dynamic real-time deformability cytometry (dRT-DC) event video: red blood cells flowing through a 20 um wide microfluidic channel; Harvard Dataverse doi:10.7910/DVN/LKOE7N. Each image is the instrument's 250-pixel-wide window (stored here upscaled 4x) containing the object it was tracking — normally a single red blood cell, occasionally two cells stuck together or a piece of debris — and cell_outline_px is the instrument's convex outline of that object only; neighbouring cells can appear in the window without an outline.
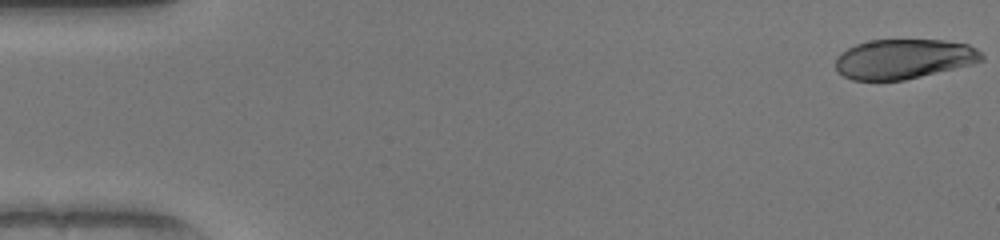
{"species": "human", "species_latin": "Homo sapiens", "temperature_condition": "warm", "stored_images_in_passage": 53, "camera_frame_rate_fps": 3000, "um_per_image_px": 0.085, "donor": {"sex": "female"}, "frame": {"image": 1, "passage_image": 1, "time_ms": 0.0, "image_size_px": [1000, 240], "cell_outline_px": [[984, 60], [972, 64], [904, 80], [852, 80], [836, 72], [836, 56], [840, 52], [856, 44], [872, 40], [944, 40], [968, 44], [976, 48], [984, 56]], "centroid_in_image_um": [76.8, 5.01], "position_along_channel_um": 8.2, "area_um2": 33.87}}
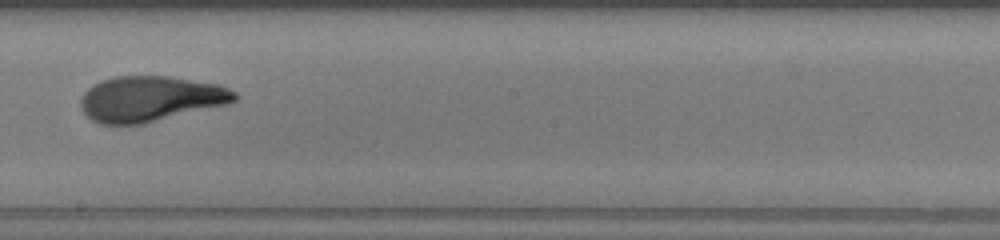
{"frame": {"image": 2, "passage_image": 31, "time_ms": 10.0, "image_size_px": [1000, 240], "cell_outline_px": [[240, 96], [236, 100], [228, 104], [144, 124], [100, 124], [92, 120], [80, 108], [80, 96], [92, 84], [100, 80], [116, 76], [168, 76], [220, 84], [236, 92]], "centroid_in_image_um": [12.79, 8.39], "position_along_channel_um": 235.4, "area_um2": 41.21}}
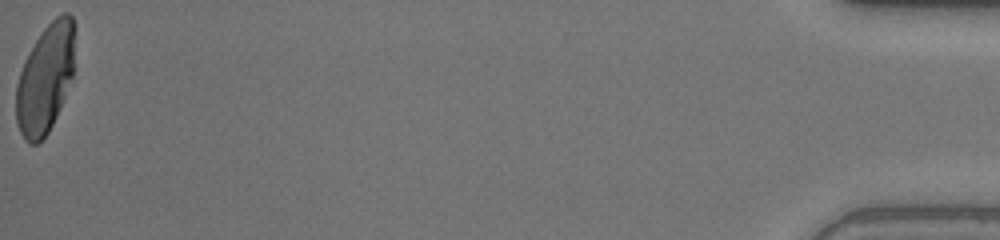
{"frame": {"image": 3, "passage_image": 53, "time_ms": 17.333, "image_size_px": [1000, 240], "cell_outline_px": [[76, 28], [72, 76], [56, 116], [48, 132], [36, 144], [28, 144], [24, 140], [20, 132], [16, 120], [16, 84], [24, 60], [28, 52], [44, 28], [56, 16], [64, 12], [68, 12], [72, 16], [76, 24]], "centroid_in_image_um": [3.85, 6.64], "position_along_channel_um": 431.3, "area_um2": 37.28}, "authors_computed_cell_mechanics": {"area_um2": 39.882, "velocity_mm_per_s": 4.0849, "shape_relaxation_time_tau1_ms": 7.2785, "shape_relaxation_time_tau2_ms": 1.1011, "deformation_change_tau1": 0.3146, "deformation_change_tau2": 0.0831}}